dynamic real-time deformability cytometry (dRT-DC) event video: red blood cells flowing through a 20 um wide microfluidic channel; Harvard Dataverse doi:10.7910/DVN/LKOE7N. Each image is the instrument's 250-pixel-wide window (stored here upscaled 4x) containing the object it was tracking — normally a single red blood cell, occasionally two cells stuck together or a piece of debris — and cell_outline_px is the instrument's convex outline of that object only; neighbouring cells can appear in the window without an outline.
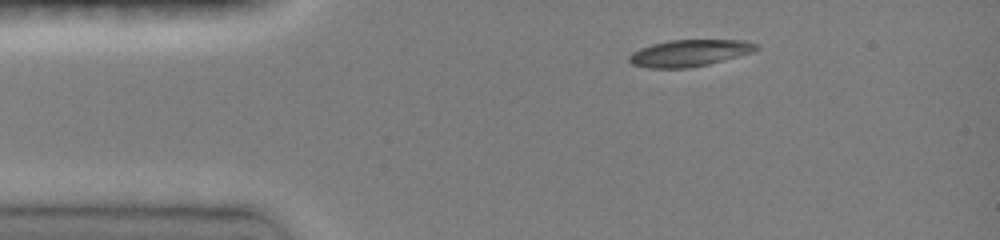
{"species": "common noctule bat (a hibernating species)", "species_latin": "Nyctalus noctula", "temperature_condition": "room temperature", "stored_images_in_passage": 43, "camera_frame_rate_fps": 3000, "um_per_image_px": 0.085, "animal": {"sex": "female", "body_mass_g": 19.0, "forearm_length_mm": 51.5}, "frame": {"image": 1, "passage_image": 1, "time_ms": 0.0, "image_size_px": [1000, 240], "cell_outline_px": [[760, 48], [752, 52], [708, 64], [688, 68], [648, 68], [632, 64], [628, 60], [628, 56], [632, 52], [640, 48], [652, 44], [668, 40], [748, 40], [756, 44]], "centroid_in_image_um": [58.58, 4.5], "position_along_channel_um": 26.4, "area_um2": 19.77}}
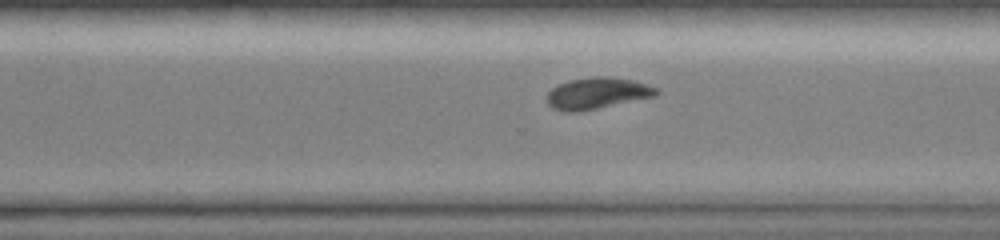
{"frame": {"image": 2, "passage_image": 34, "time_ms": 8.333, "image_size_px": [1000, 240], "cell_outline_px": [[660, 92], [656, 96], [576, 112], [568, 112], [552, 108], [548, 104], [548, 92], [552, 88], [568, 80], [592, 76], [608, 76], [632, 80], [648, 84], [660, 88]], "centroid_in_image_um": [50.8, 7.91], "position_along_channel_um": 319.8, "area_um2": 20.0}}
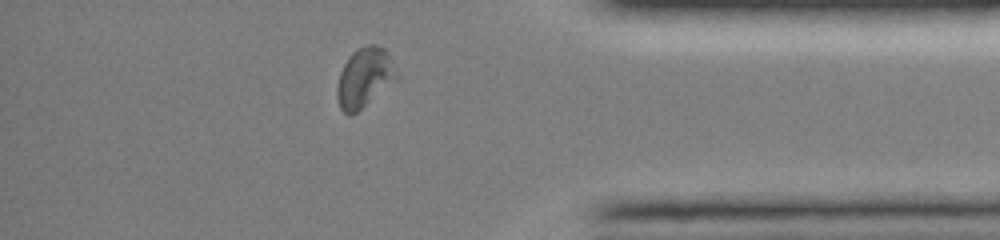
{"frame": {"image": 3, "passage_image": 41, "time_ms": 10.667, "image_size_px": [1000, 240], "cell_outline_px": [[400, 80], [356, 112], [348, 116], [340, 108], [336, 96], [336, 88], [340, 72], [348, 56], [356, 48], [368, 44], [376, 44], [384, 48], [388, 52], [400, 76]], "centroid_in_image_um": [31.02, 6.59], "position_along_channel_um": 404.2, "area_um2": 21.33}, "authors_computed_cell_mechanics": {"area_um2": 20.2878, "velocity_mm_per_s": 4.1027, "shape_relaxation_time_tau1_ms": 4.4074, "shape_relaxation_time_tau2_ms": null, "deformation_change_tau1": 0.1606, "deformation_change_tau2": null}}